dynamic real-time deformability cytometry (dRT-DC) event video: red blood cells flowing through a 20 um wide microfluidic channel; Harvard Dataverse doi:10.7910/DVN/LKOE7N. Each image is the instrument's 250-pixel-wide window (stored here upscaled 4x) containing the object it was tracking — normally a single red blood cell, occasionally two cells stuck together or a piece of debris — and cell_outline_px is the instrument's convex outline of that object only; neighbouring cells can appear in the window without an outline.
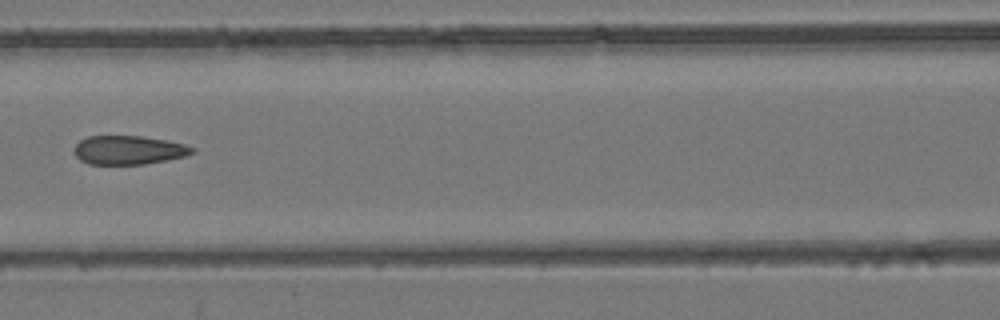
{"species": "common noctule bat (a hibernating species)", "species_latin": "Nyctalus noctula", "temperature_condition": "room temperature", "stored_images_in_passage": 5, "camera_frame_rate_fps": 3000, "um_per_image_px": 0.085, "animal": {"sex": "female", "body_mass_g": 24.6, "forearm_length_mm": 56.2}, "frame": {"image": 1, "passage_image": 5, "time_ms": 4.667, "image_size_px": [1000, 320], "cell_outline_px": [[196, 152], [184, 156], [144, 164], [88, 164], [80, 160], [72, 152], [72, 148], [80, 140], [88, 136], [144, 136], [184, 144], [196, 148]], "centroid_in_image_um": [10.89, 12.75], "position_along_channel_um": 155.7, "area_um2": 19.88}}